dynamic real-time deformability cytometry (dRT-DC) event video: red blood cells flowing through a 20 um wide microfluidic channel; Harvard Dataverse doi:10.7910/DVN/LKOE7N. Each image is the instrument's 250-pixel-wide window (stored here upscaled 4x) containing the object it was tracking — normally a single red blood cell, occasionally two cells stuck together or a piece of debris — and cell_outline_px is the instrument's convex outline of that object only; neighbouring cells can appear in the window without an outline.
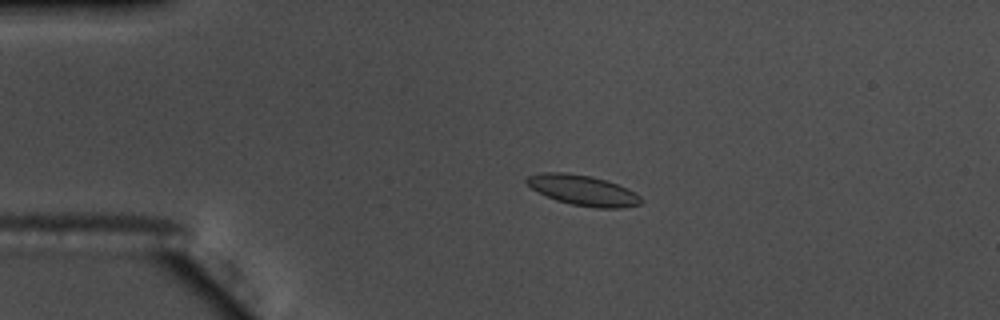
{"species": "common noctule bat (a hibernating species)", "species_latin": "Nyctalus noctula", "temperature_condition": "warm", "stored_images_in_passage": 56, "camera_frame_rate_fps": 3000, "um_per_image_px": 0.085, "animal": {"sex": "male", "body_mass_g": 17.5, "forearm_length_mm": 52.3}, "frame": {"image": 1, "passage_image": 12, "time_ms": 3.667, "image_size_px": [1000, 320], "cell_outline_px": [[644, 200], [640, 204], [624, 208], [596, 208], [572, 204], [556, 200], [532, 188], [524, 180], [528, 176], [540, 172], [564, 172], [592, 176], [628, 188], [636, 192]], "centroid_in_image_um": [49.59, 16.17], "position_along_channel_um": 35.4, "area_um2": 20.17}}
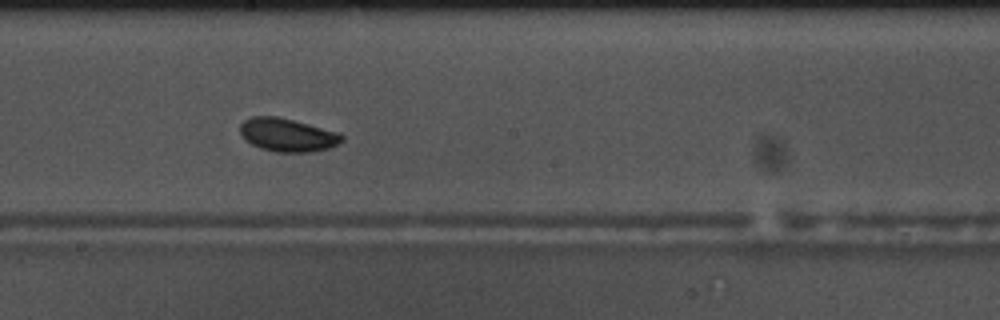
{"frame": {"image": 2, "passage_image": 31, "time_ms": 10.0, "image_size_px": [1000, 320], "cell_outline_px": [[344, 140], [328, 148], [312, 152], [276, 152], [260, 148], [244, 140], [240, 136], [240, 124], [244, 120], [252, 116], [276, 116], [340, 132], [344, 136]], "centroid_in_image_um": [24.41, 11.47], "position_along_channel_um": 223.8, "area_um2": 19.83}}
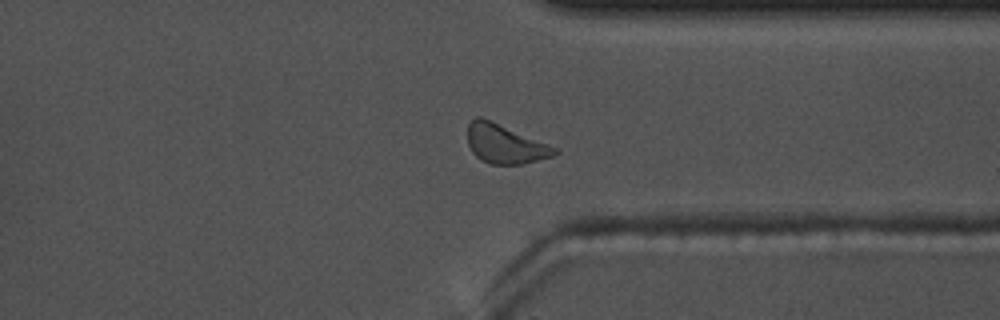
{"frame": {"image": 3, "passage_image": 43, "time_ms": 14.0, "image_size_px": [1000, 320], "cell_outline_px": [[560, 152], [552, 156], [520, 164], [488, 164], [480, 160], [472, 152], [468, 144], [468, 124], [476, 116], [480, 116], [492, 120], [560, 148]], "centroid_in_image_um": [42.94, 12.22], "position_along_channel_um": 368.5, "area_um2": 20.11}}